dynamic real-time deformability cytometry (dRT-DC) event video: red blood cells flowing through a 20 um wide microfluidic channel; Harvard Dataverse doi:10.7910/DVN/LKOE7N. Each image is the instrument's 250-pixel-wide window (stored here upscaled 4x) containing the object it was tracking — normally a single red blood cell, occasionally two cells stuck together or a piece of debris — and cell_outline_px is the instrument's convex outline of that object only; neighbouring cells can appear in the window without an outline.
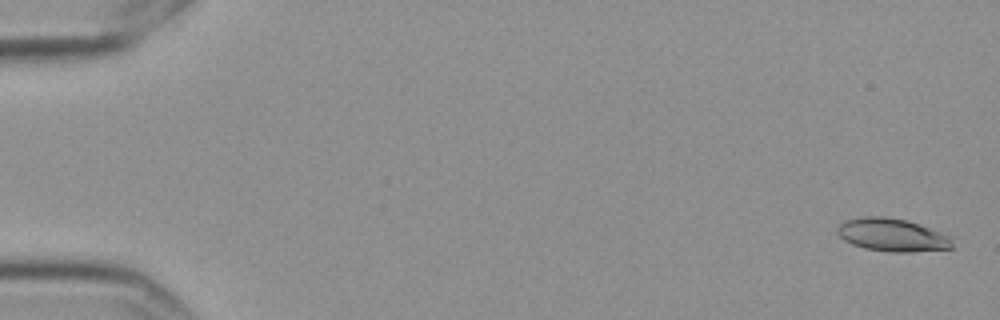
{"species": "Egyptian fruit bat (a non-hibernating species)", "species_latin": "Rousettus aegyptiacus", "temperature_condition": "cold", "stored_images_in_passage": 58, "camera_frame_rate_fps": 3000, "um_per_image_px": 0.085, "frame": {"image": 1, "passage_image": 2, "time_ms": 0.333, "image_size_px": [1000, 320], "cell_outline_px": [[952, 248], [912, 252], [892, 252], [864, 248], [852, 244], [844, 240], [836, 232], [836, 228], [840, 224], [848, 220], [864, 216], [884, 216], [904, 220], [928, 228], [948, 236], [952, 244]], "centroid_in_image_um": [75.77, 19.98], "position_along_channel_um": 9.2, "area_um2": 21.62}}
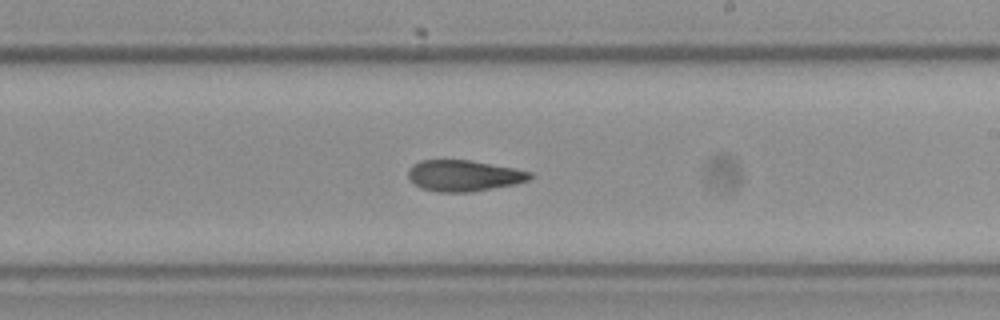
{"frame": {"image": 2, "passage_image": 35, "time_ms": 11.333, "image_size_px": [1000, 320], "cell_outline_px": [[532, 176], [528, 180], [516, 184], [472, 192], [440, 192], [420, 188], [408, 180], [408, 168], [412, 164], [420, 160], [468, 160], [512, 168], [532, 172]], "centroid_in_image_um": [39.37, 14.94], "position_along_channel_um": 249.6, "area_um2": 22.14}}
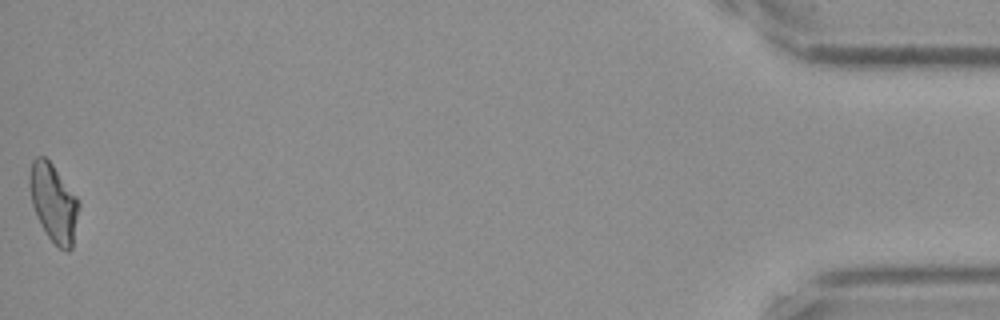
{"frame": {"image": 3, "passage_image": 58, "time_ms": 19.0, "image_size_px": [1000, 320], "cell_outline_px": [[80, 204], [72, 248], [68, 252], [60, 248], [48, 236], [40, 224], [36, 216], [32, 204], [28, 188], [28, 176], [32, 160], [36, 156], [44, 156], [52, 164], [80, 200]], "centroid_in_image_um": [4.54, 17.22], "position_along_channel_um": 430.7, "area_um2": 22.6}, "authors_computed_cell_mechanics": {"area_um2": 22.0796, "velocity_mm_per_s": 3.5559, "shape_relaxation_time_tau1_ms": 10.2809, "shape_relaxation_time_tau2_ms": 3.0507, "deformation_change_tau1": 0.2135, "deformation_change_tau2": 0.0887}}